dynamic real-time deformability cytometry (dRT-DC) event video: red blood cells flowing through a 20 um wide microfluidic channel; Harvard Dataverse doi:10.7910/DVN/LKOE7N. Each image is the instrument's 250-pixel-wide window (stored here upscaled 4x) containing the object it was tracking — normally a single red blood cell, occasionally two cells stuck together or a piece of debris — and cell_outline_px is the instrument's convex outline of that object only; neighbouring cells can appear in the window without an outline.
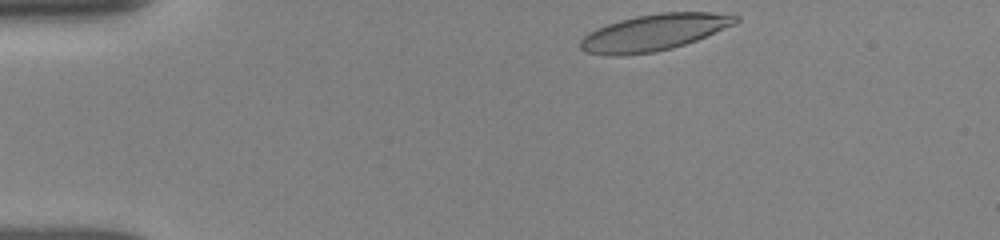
{"species": "human", "species_latin": "Homo sapiens", "temperature_condition": "room temperature", "stored_images_in_passage": 11, "camera_frame_rate_fps": 3000, "um_per_image_px": 0.085, "donor": {"sex": "female"}, "frame": {"image": 1, "passage_image": 1, "time_ms": 0.0, "image_size_px": [1000, 240], "cell_outline_px": [[740, 20], [736, 24], [696, 40], [672, 48], [652, 52], [620, 56], [612, 56], [584, 52], [580, 48], [580, 40], [584, 36], [596, 28], [620, 20], [636, 16], [660, 12], [736, 12], [740, 16]], "centroid_in_image_um": [55.66, 2.74], "position_along_channel_um": 29.3, "area_um2": 33.29}}